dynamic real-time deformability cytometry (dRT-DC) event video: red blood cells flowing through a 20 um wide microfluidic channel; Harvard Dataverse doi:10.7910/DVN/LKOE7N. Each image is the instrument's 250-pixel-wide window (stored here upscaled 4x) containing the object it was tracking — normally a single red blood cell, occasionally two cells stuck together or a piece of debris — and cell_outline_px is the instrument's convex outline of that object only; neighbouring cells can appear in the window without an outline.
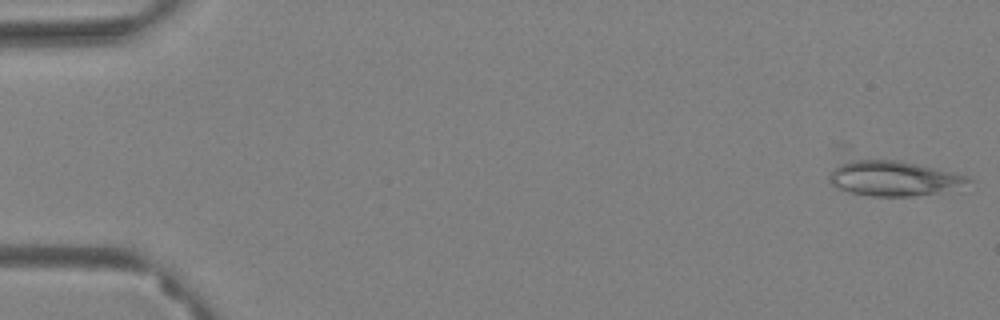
{"species": "Egyptian fruit bat (a non-hibernating species)", "species_latin": "Rousettus aegyptiacus", "temperature_condition": "warm", "stored_images_in_passage": 61, "camera_frame_rate_fps": 3000, "um_per_image_px": 0.085, "animal": {"sex": "female"}, "frame": {"image": 1, "passage_image": 1, "time_ms": 0.0, "image_size_px": [1000, 320], "cell_outline_px": [[972, 180], [936, 192], [912, 196], [872, 196], [848, 192], [832, 184], [828, 180], [828, 176], [848, 156], [852, 156], [900, 160], [952, 172], [968, 176]], "centroid_in_image_um": [75.78, 15.09], "position_along_channel_um": 9.2, "area_um2": 28.38}}
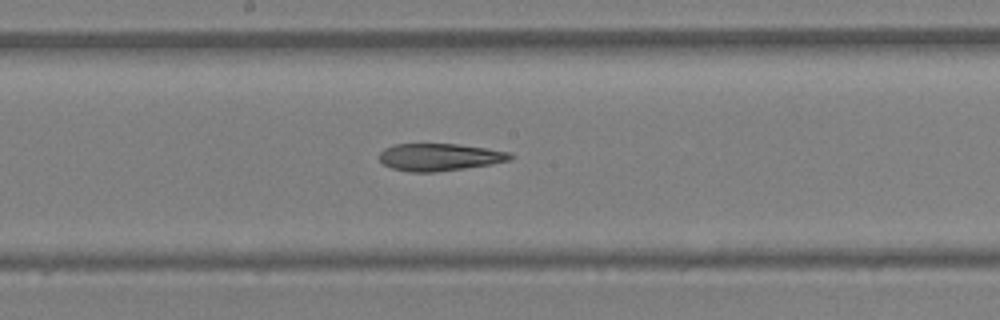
{"frame": {"image": 2, "passage_image": 33, "time_ms": 10.667, "image_size_px": [1000, 320], "cell_outline_px": [[516, 156], [508, 160], [492, 164], [436, 172], [408, 172], [392, 168], [384, 164], [380, 160], [380, 152], [384, 148], [396, 144], [456, 144], [512, 152]], "centroid_in_image_um": [37.38, 13.35], "position_along_channel_um": 210.8, "area_um2": 20.81}}
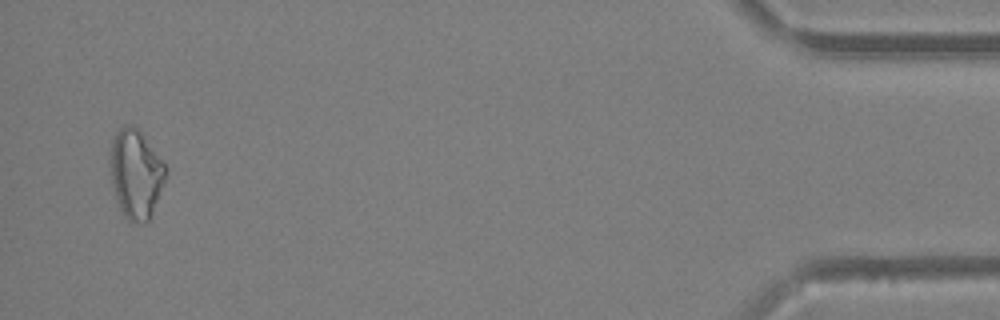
{"frame": {"image": 3, "passage_image": 59, "time_ms": 19.333, "image_size_px": [1000, 320], "cell_outline_px": [[168, 168], [164, 180], [148, 220], [128, 220], [124, 216], [120, 208], [112, 184], [112, 140], [116, 132], [120, 128], [128, 124], [132, 124], [140, 128]], "centroid_in_image_um": [11.56, 14.68], "position_along_channel_um": 423.6, "area_um2": 27.92}, "authors_computed_cell_mechanics": {"area_um2": 24.3916, "velocity_mm_per_s": 3.3787, "shape_relaxation_time_tau1_ms": null, "shape_relaxation_time_tau2_ms": 7.2146, "deformation_change_tau1": null, "deformation_change_tau2": 0.1873}}